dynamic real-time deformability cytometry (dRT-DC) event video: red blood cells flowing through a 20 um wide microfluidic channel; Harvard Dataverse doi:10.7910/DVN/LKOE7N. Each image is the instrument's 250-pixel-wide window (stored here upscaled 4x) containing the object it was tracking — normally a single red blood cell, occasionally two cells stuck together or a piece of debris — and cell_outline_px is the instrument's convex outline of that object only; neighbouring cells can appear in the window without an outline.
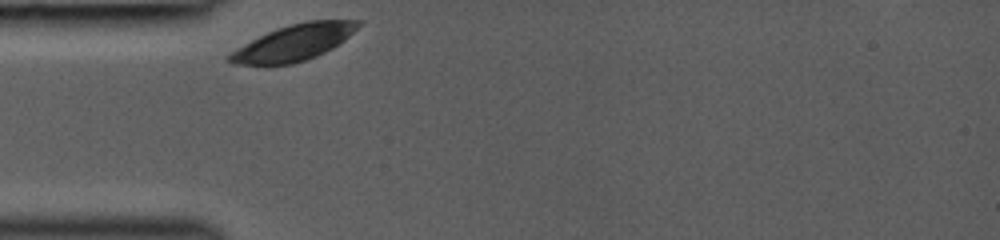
{"species": "common noctule bat (a hibernating species)", "species_latin": "Nyctalus noctula", "temperature_condition": "room temperature", "stored_images_in_passage": 20, "camera_frame_rate_fps": 3000, "um_per_image_px": 0.085, "animal": {"sex": "female", "body_mass_g": 19.0, "forearm_length_mm": 53.3}, "frame": {"image": 1, "passage_image": 1, "time_ms": 0.0, "image_size_px": [1000, 240], "cell_outline_px": [[360, 24], [344, 40], [332, 48], [316, 56], [292, 64], [232, 64], [224, 60], [232, 52], [252, 40], [276, 28], [308, 20], [360, 20]], "centroid_in_image_um": [24.97, 3.62], "position_along_channel_um": 60.0, "area_um2": 26.41}}
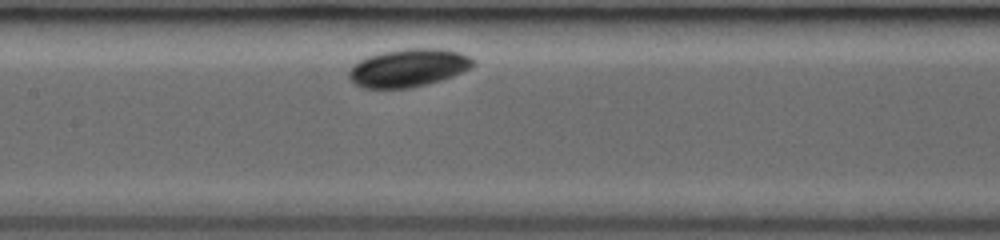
{"frame": {"image": 2, "passage_image": 9, "time_ms": 3.0, "image_size_px": [1000, 240], "cell_outline_px": [[476, 64], [452, 76], [428, 84], [408, 88], [364, 88], [352, 84], [348, 76], [348, 72], [352, 64], [368, 56], [384, 52], [408, 48], [440, 48], [460, 52], [476, 60]], "centroid_in_image_um": [34.68, 5.77], "position_along_channel_um": 172.7, "area_um2": 27.57}}
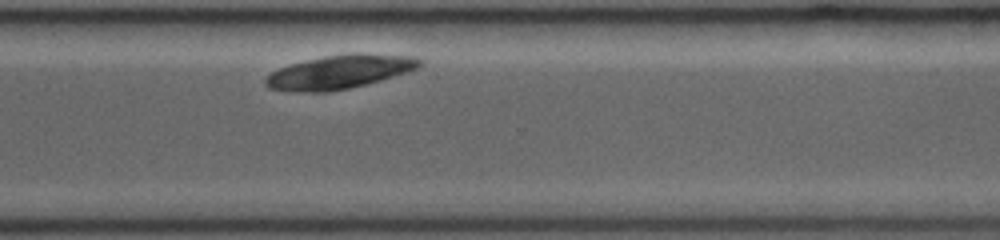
{"frame": {"image": 3, "passage_image": 20, "time_ms": 7.333, "image_size_px": [1000, 240], "cell_outline_px": [[424, 64], [408, 72], [380, 80], [348, 88], [328, 92], [296, 92], [268, 88], [264, 84], [264, 80], [272, 72], [288, 64], [304, 60], [324, 56], [352, 52], [360, 52], [416, 56], [424, 60]], "centroid_in_image_um": [28.9, 6.09], "position_along_channel_um": 341.7, "area_um2": 30.69}}